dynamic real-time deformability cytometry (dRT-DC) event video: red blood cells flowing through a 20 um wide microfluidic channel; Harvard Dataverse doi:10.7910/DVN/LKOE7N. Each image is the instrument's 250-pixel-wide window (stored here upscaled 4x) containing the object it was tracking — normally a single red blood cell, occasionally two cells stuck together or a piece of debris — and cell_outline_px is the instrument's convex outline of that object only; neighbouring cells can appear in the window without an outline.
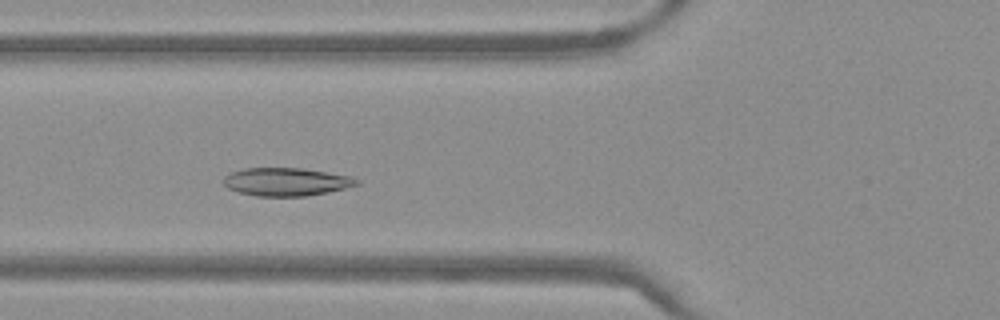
{"species": "Egyptian fruit bat (a non-hibernating species)", "species_latin": "Rousettus aegyptiacus", "temperature_condition": "warm", "stored_images_in_passage": 47, "camera_frame_rate_fps": 3000, "um_per_image_px": 0.085, "frame": {"image": 1, "passage_image": 15, "time_ms": 4.667, "image_size_px": [1000, 320], "cell_outline_px": [[360, 184], [328, 192], [304, 196], [256, 196], [240, 192], [228, 188], [224, 184], [224, 176], [232, 172], [244, 168], [304, 168], [348, 176], [360, 180]], "centroid_in_image_um": [24.33, 15.45], "position_along_channel_um": 101.5, "area_um2": 21.62}}
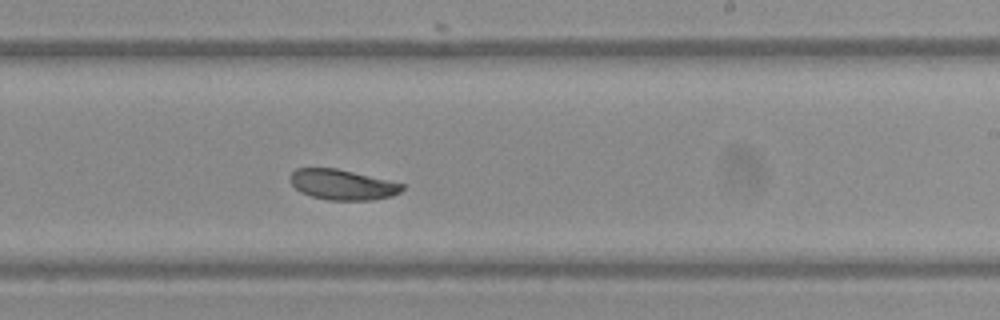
{"frame": {"image": 2, "passage_image": 27, "time_ms": 8.667, "image_size_px": [1000, 320], "cell_outline_px": [[404, 188], [400, 192], [392, 196], [372, 200], [328, 200], [312, 196], [300, 192], [288, 180], [288, 176], [296, 168], [336, 168], [404, 184]], "centroid_in_image_um": [29.07, 15.69], "position_along_channel_um": 259.9, "area_um2": 19.77}}
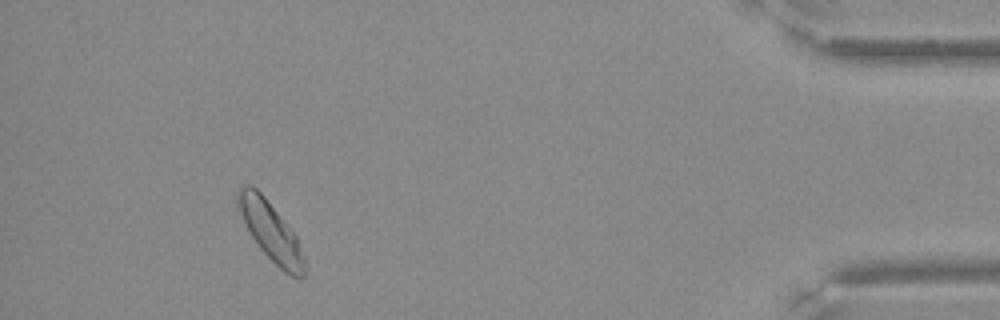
{"frame": {"image": 3, "passage_image": 43, "time_ms": 14.0, "image_size_px": [1000, 320], "cell_outline_px": [[304, 276], [292, 276], [284, 272], [260, 248], [252, 236], [236, 204], [236, 196], [240, 188], [244, 184], [252, 184], [264, 196], [296, 236], [304, 256]], "centroid_in_image_um": [22.99, 19.62], "position_along_channel_um": 412.2, "area_um2": 22.08}}